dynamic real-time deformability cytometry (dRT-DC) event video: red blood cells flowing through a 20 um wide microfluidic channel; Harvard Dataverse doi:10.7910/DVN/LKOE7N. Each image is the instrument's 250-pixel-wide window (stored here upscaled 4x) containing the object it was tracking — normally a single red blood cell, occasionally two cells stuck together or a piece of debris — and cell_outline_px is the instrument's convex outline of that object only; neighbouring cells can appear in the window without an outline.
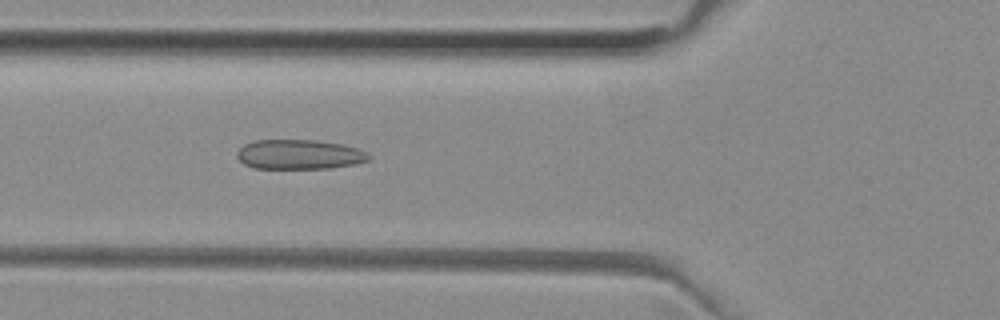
{"species": "common noctule bat (a hibernating species)", "species_latin": "Nyctalus noctula", "temperature_condition": "room temperature", "stored_images_in_passage": 48, "camera_frame_rate_fps": 3000, "um_per_image_px": 0.085, "animal": {"sex": "female", "body_mass_g": 29.2, "forearm_length_mm": 56.3}, "frame": {"image": 1, "passage_image": 17, "time_ms": 5.333, "image_size_px": [1000, 320], "cell_outline_px": [[372, 156], [368, 160], [356, 164], [328, 168], [252, 168], [244, 164], [236, 156], [236, 152], [244, 144], [252, 140], [316, 140], [340, 144], [356, 148], [368, 152]], "centroid_in_image_um": [25.42, 13.12], "position_along_channel_um": 100.4, "area_um2": 22.83}}
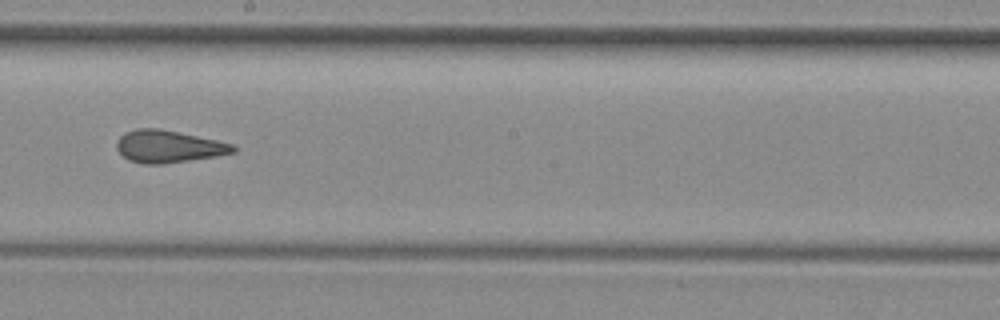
{"frame": {"image": 2, "passage_image": 27, "time_ms": 8.667, "image_size_px": [1000, 320], "cell_outline_px": [[236, 152], [216, 156], [160, 164], [144, 164], [128, 160], [116, 148], [116, 144], [120, 136], [124, 132], [136, 128], [160, 128], [216, 140], [232, 144], [236, 148]], "centroid_in_image_um": [14.29, 12.44], "position_along_channel_um": 233.9, "area_um2": 21.79}}
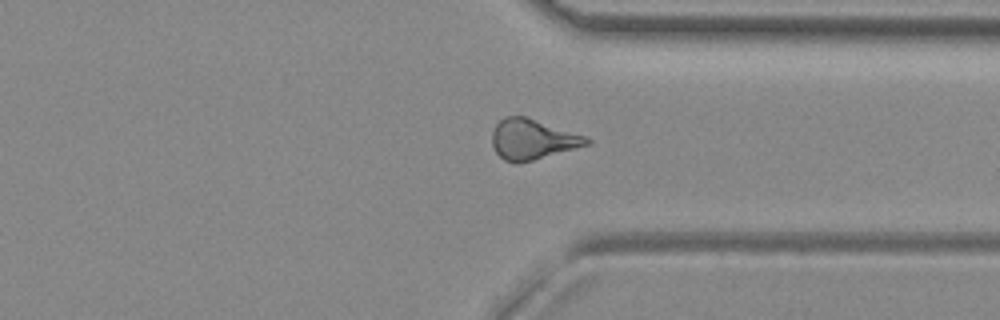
{"frame": {"image": 3, "passage_image": 37, "time_ms": 12.0, "image_size_px": [1000, 320], "cell_outline_px": [[592, 140], [588, 144], [520, 164], [516, 164], [504, 160], [496, 152], [492, 144], [492, 132], [496, 124], [504, 116], [524, 116], [588, 136]], "centroid_in_image_um": [45.25, 11.85], "position_along_channel_um": 366.2, "area_um2": 22.2}, "authors_computed_cell_mechanics": {"area_um2": 21.7906, "velocity_mm_per_s": 3.997, "shape_relaxation_time_tau1_ms": null, "shape_relaxation_time_tau2_ms": 2.1735, "deformation_change_tau1": null, "deformation_change_tau2": 0.1059}}